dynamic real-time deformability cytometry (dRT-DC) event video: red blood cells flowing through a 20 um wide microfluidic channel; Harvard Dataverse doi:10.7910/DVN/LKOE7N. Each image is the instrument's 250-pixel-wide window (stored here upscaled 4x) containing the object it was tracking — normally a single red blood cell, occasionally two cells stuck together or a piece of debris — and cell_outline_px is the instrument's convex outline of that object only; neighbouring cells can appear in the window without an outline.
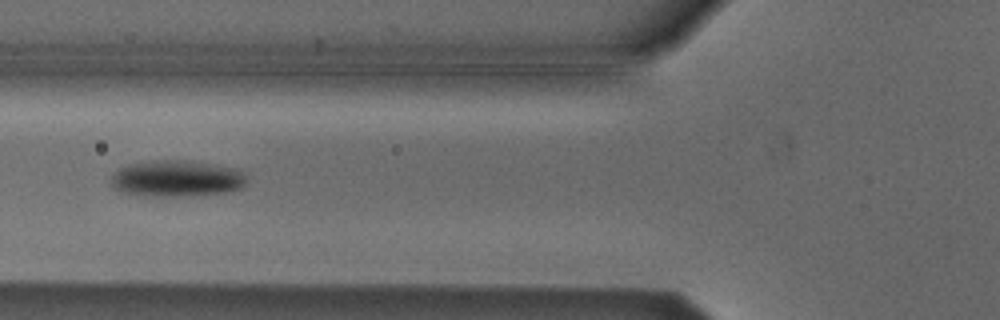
{"species": "Egyptian fruit bat (a non-hibernating species)", "species_latin": "Rousettus aegyptiacus", "temperature_condition": "cold", "stored_images_in_passage": 7, "camera_frame_rate_fps": 3000, "um_per_image_px": 0.085, "animal": {"sex": "male"}, "frame": {"image": 1, "passage_image": 4, "time_ms": 1.0, "image_size_px": [1000, 320], "cell_outline_px": [[248, 180], [240, 188], [224, 192], [192, 196], [144, 196], [120, 192], [112, 188], [112, 176], [120, 168], [128, 164], [152, 160], [188, 160], [212, 164], [232, 168], [244, 172]], "centroid_in_image_um": [14.99, 15.18], "position_along_channel_um": 110.8, "area_um2": 28.9}}
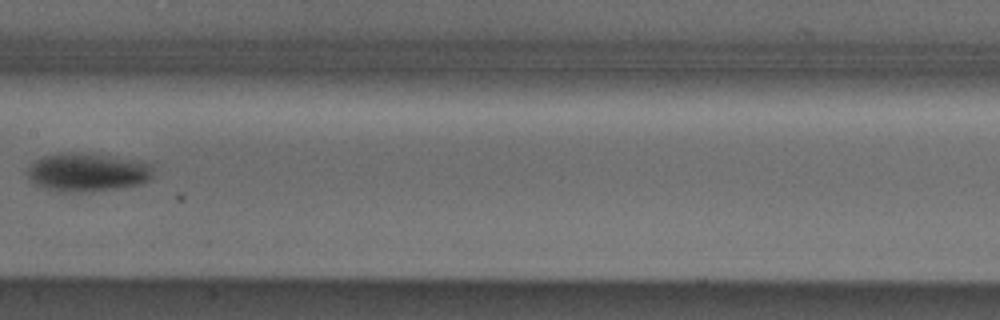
{"frame": {"image": 2, "passage_image": 6, "time_ms": 1.667, "image_size_px": [1000, 320], "cell_outline_px": [[152, 176], [144, 184], [88, 192], [56, 192], [44, 188], [36, 184], [28, 176], [28, 168], [36, 160], [44, 156], [60, 152], [76, 152], [112, 156], [140, 160], [152, 164]], "centroid_in_image_um": [7.46, 14.64], "position_along_channel_um": 199.9, "area_um2": 28.44}}
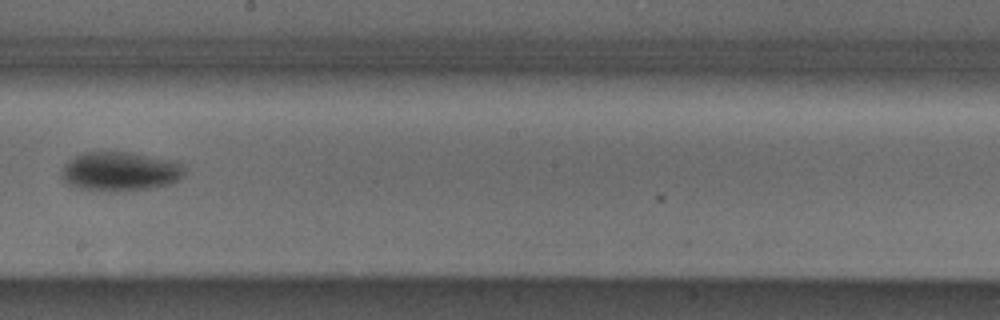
{"frame": {"image": 3, "passage_image": 7, "time_ms": 2.0, "image_size_px": [1000, 320], "cell_outline_px": [[184, 176], [172, 184], [148, 188], [120, 192], [108, 192], [80, 188], [68, 184], [64, 180], [64, 164], [68, 160], [84, 152], [128, 152], [172, 160], [184, 164]], "centroid_in_image_um": [10.26, 14.58], "position_along_channel_um": 237.9, "area_um2": 28.09}}